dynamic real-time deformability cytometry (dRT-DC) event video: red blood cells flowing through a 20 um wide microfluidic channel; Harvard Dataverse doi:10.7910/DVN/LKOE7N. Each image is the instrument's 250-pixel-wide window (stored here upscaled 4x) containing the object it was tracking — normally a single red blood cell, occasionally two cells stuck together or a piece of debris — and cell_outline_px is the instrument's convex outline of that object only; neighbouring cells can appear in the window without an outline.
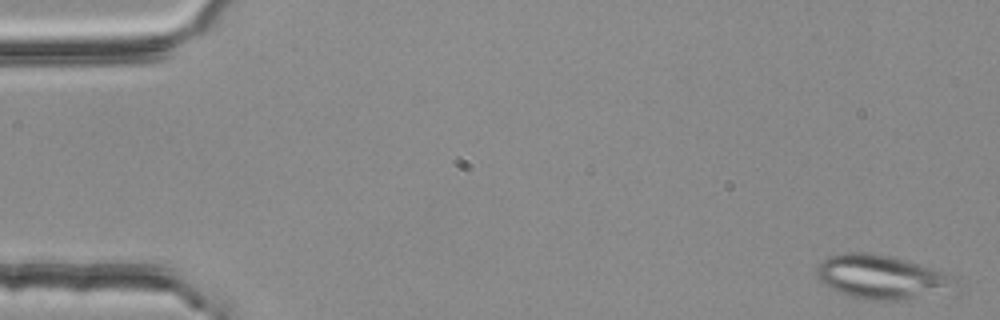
{"species": "common noctule bat (a hibernating species)", "species_latin": "Nyctalus noctula", "temperature_condition": "room temperature", "stored_images_in_passage": 52, "camera_frame_rate_fps": 3000, "um_per_image_px": 0.085, "animal": {"sex": "female", "body_mass_g": 25.1}, "frame": {"image": 1, "passage_image": 2, "time_ms": 0.333, "image_size_px": [1000, 320], "cell_outline_px": [[956, 280], [908, 300], [864, 300], [840, 292], [824, 284], [820, 280], [816, 272], [816, 264], [828, 256], [844, 252], [872, 252], [892, 256], [944, 272]], "centroid_in_image_um": [74.68, 23.49], "position_along_channel_um": 10.3, "area_um2": 33.99}}
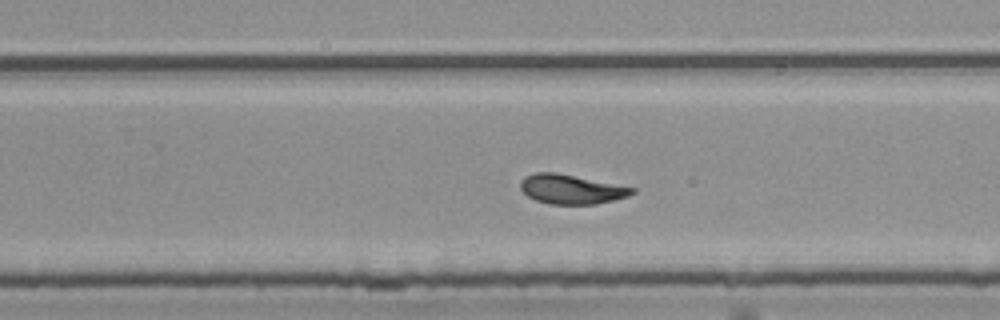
{"frame": {"image": 2, "passage_image": 35, "time_ms": 11.333, "image_size_px": [1000, 320], "cell_outline_px": [[636, 192], [628, 196], [596, 204], [548, 204], [536, 200], [528, 196], [520, 188], [520, 180], [524, 176], [536, 172], [556, 172], [636, 188]], "centroid_in_image_um": [48.54, 16.08], "position_along_channel_um": 281.3, "area_um2": 19.13}}
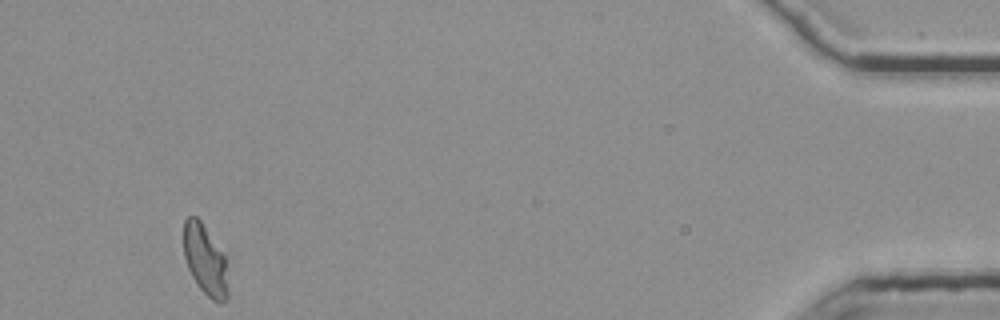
{"frame": {"image": 3, "passage_image": 52, "time_ms": 17.0, "image_size_px": [1000, 320], "cell_outline_px": [[228, 296], [224, 300], [212, 300], [200, 288], [192, 276], [188, 268], [184, 256], [184, 220], [188, 216], [196, 216], [200, 220], [224, 256], [228, 292]], "centroid_in_image_um": [17.4, 22.08], "position_along_channel_um": 417.8, "area_um2": 17.57}, "authors_computed_cell_mechanics": {"area_um2": 19.8543, "velocity_mm_per_s": 3.7604, "shape_relaxation_time_tau1_ms": null, "shape_relaxation_time_tau2_ms": 3.0998, "deformation_change_tau1": null, "deformation_change_tau2": 0.0751}}